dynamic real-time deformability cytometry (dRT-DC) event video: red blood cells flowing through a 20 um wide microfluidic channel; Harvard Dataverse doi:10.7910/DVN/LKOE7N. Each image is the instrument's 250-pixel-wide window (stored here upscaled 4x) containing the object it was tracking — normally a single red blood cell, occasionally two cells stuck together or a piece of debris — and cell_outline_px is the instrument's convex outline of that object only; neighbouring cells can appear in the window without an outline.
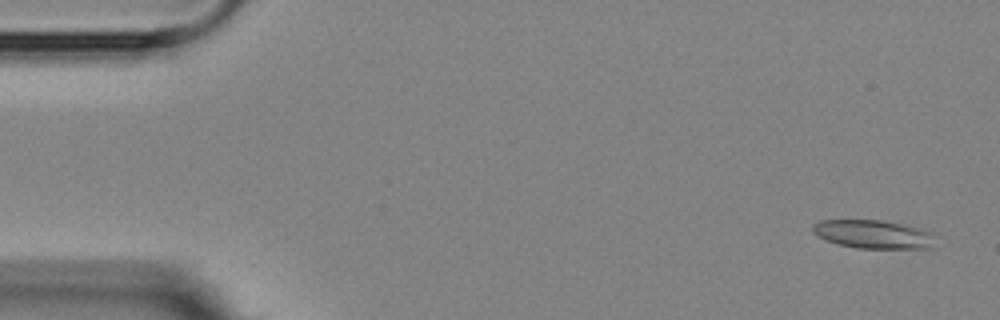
{"species": "Egyptian fruit bat (a non-hibernating species)", "species_latin": "Rousettus aegyptiacus", "temperature_condition": "room temperature", "stored_images_in_passage": 6, "camera_frame_rate_fps": 3000, "um_per_image_px": 0.085, "animal": {"sex": "female"}, "frame": {"image": 1, "passage_image": 1, "time_ms": 0.0, "image_size_px": [1000, 320], "cell_outline_px": [[936, 248], [856, 248], [840, 244], [816, 236], [812, 232], [812, 224], [820, 220], [884, 220], [932, 232]], "centroid_in_image_um": [74.22, 19.91], "position_along_channel_um": 10.8, "area_um2": 20.29}}
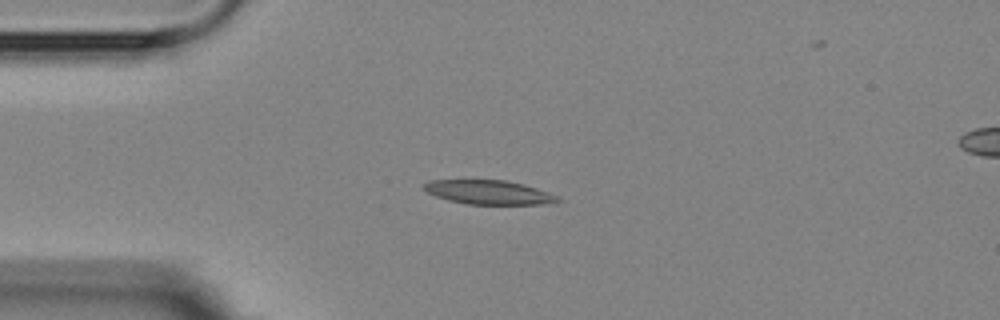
{"frame": {"image": 2, "passage_image": 4, "time_ms": 3.667, "image_size_px": [1000, 320], "cell_outline_px": [[564, 200], [544, 204], [468, 204], [448, 200], [436, 196], [428, 192], [424, 188], [424, 184], [428, 180], [504, 180], [524, 184], [548, 192]], "centroid_in_image_um": [41.55, 16.34], "position_along_channel_um": 43.4, "area_um2": 18.61}}
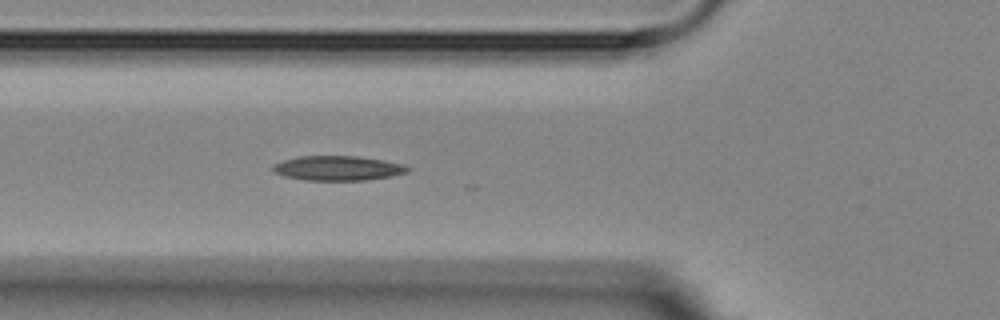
{"frame": {"image": 3, "passage_image": 6, "time_ms": 5.667, "image_size_px": [1000, 320], "cell_outline_px": [[412, 168], [408, 172], [392, 176], [364, 180], [304, 180], [284, 176], [272, 172], [272, 164], [284, 160], [300, 156], [356, 156], [384, 160], [404, 164]], "centroid_in_image_um": [28.72, 14.29], "position_along_channel_um": 97.1, "area_um2": 19.48}}